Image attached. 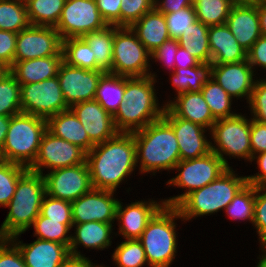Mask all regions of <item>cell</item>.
<instances>
[{"mask_svg":"<svg viewBox=\"0 0 266 267\" xmlns=\"http://www.w3.org/2000/svg\"><path fill=\"white\" fill-rule=\"evenodd\" d=\"M10 117L11 116L0 115V149L5 142L6 134L9 129Z\"/></svg>","mask_w":266,"mask_h":267,"instance_id":"cell-59","label":"cell"},{"mask_svg":"<svg viewBox=\"0 0 266 267\" xmlns=\"http://www.w3.org/2000/svg\"><path fill=\"white\" fill-rule=\"evenodd\" d=\"M179 48L178 39L169 38L165 42L161 44L160 47L156 48L153 52H151V58L158 59L163 63L166 62L167 67L175 70V56L176 52Z\"/></svg>","mask_w":266,"mask_h":267,"instance_id":"cell-52","label":"cell"},{"mask_svg":"<svg viewBox=\"0 0 266 267\" xmlns=\"http://www.w3.org/2000/svg\"><path fill=\"white\" fill-rule=\"evenodd\" d=\"M200 62L191 55L186 49L179 46L175 56V68L195 67Z\"/></svg>","mask_w":266,"mask_h":267,"instance_id":"cell-57","label":"cell"},{"mask_svg":"<svg viewBox=\"0 0 266 267\" xmlns=\"http://www.w3.org/2000/svg\"><path fill=\"white\" fill-rule=\"evenodd\" d=\"M66 0H30L27 4L31 25L56 27Z\"/></svg>","mask_w":266,"mask_h":267,"instance_id":"cell-34","label":"cell"},{"mask_svg":"<svg viewBox=\"0 0 266 267\" xmlns=\"http://www.w3.org/2000/svg\"><path fill=\"white\" fill-rule=\"evenodd\" d=\"M257 158V164L260 168V174L247 176V183L259 187V186H266V152L259 153V156L252 157V160Z\"/></svg>","mask_w":266,"mask_h":267,"instance_id":"cell-56","label":"cell"},{"mask_svg":"<svg viewBox=\"0 0 266 267\" xmlns=\"http://www.w3.org/2000/svg\"><path fill=\"white\" fill-rule=\"evenodd\" d=\"M33 226L38 239L65 244L69 247L71 236H66V234L71 228L63 224V221L51 220L40 213L34 220Z\"/></svg>","mask_w":266,"mask_h":267,"instance_id":"cell-42","label":"cell"},{"mask_svg":"<svg viewBox=\"0 0 266 267\" xmlns=\"http://www.w3.org/2000/svg\"><path fill=\"white\" fill-rule=\"evenodd\" d=\"M30 25L25 3L0 0V30L19 33Z\"/></svg>","mask_w":266,"mask_h":267,"instance_id":"cell-36","label":"cell"},{"mask_svg":"<svg viewBox=\"0 0 266 267\" xmlns=\"http://www.w3.org/2000/svg\"><path fill=\"white\" fill-rule=\"evenodd\" d=\"M113 259L118 267H142L147 261L139 239H127L114 251Z\"/></svg>","mask_w":266,"mask_h":267,"instance_id":"cell-43","label":"cell"},{"mask_svg":"<svg viewBox=\"0 0 266 267\" xmlns=\"http://www.w3.org/2000/svg\"><path fill=\"white\" fill-rule=\"evenodd\" d=\"M264 191L263 194H260ZM253 224L256 227L261 244H266V186L255 187Z\"/></svg>","mask_w":266,"mask_h":267,"instance_id":"cell-47","label":"cell"},{"mask_svg":"<svg viewBox=\"0 0 266 267\" xmlns=\"http://www.w3.org/2000/svg\"><path fill=\"white\" fill-rule=\"evenodd\" d=\"M104 71L86 70L62 62L58 70V80L69 107L73 104L94 100L99 79Z\"/></svg>","mask_w":266,"mask_h":267,"instance_id":"cell-16","label":"cell"},{"mask_svg":"<svg viewBox=\"0 0 266 267\" xmlns=\"http://www.w3.org/2000/svg\"><path fill=\"white\" fill-rule=\"evenodd\" d=\"M201 93L216 120L237 115L230 112L232 97L214 79L202 87Z\"/></svg>","mask_w":266,"mask_h":267,"instance_id":"cell-38","label":"cell"},{"mask_svg":"<svg viewBox=\"0 0 266 267\" xmlns=\"http://www.w3.org/2000/svg\"><path fill=\"white\" fill-rule=\"evenodd\" d=\"M170 38L178 39L189 26L197 21L194 6L164 14Z\"/></svg>","mask_w":266,"mask_h":267,"instance_id":"cell-45","label":"cell"},{"mask_svg":"<svg viewBox=\"0 0 266 267\" xmlns=\"http://www.w3.org/2000/svg\"><path fill=\"white\" fill-rule=\"evenodd\" d=\"M208 30V26L197 20L178 38L179 46L200 63L211 62Z\"/></svg>","mask_w":266,"mask_h":267,"instance_id":"cell-33","label":"cell"},{"mask_svg":"<svg viewBox=\"0 0 266 267\" xmlns=\"http://www.w3.org/2000/svg\"><path fill=\"white\" fill-rule=\"evenodd\" d=\"M40 213L51 220L63 221V224L70 228L73 226L70 201L47 196L46 194L42 201Z\"/></svg>","mask_w":266,"mask_h":267,"instance_id":"cell-44","label":"cell"},{"mask_svg":"<svg viewBox=\"0 0 266 267\" xmlns=\"http://www.w3.org/2000/svg\"><path fill=\"white\" fill-rule=\"evenodd\" d=\"M210 132L218 146L216 148L211 145V151L215 152L228 167L230 166L223 157V153L252 161L250 121L244 116L237 114L233 117L218 119Z\"/></svg>","mask_w":266,"mask_h":267,"instance_id":"cell-10","label":"cell"},{"mask_svg":"<svg viewBox=\"0 0 266 267\" xmlns=\"http://www.w3.org/2000/svg\"><path fill=\"white\" fill-rule=\"evenodd\" d=\"M63 61L73 67L96 70V61L89 44L82 38L62 40Z\"/></svg>","mask_w":266,"mask_h":267,"instance_id":"cell-35","label":"cell"},{"mask_svg":"<svg viewBox=\"0 0 266 267\" xmlns=\"http://www.w3.org/2000/svg\"><path fill=\"white\" fill-rule=\"evenodd\" d=\"M133 136L141 173L175 169L180 161L179 145L173 128L163 117L133 132Z\"/></svg>","mask_w":266,"mask_h":267,"instance_id":"cell-3","label":"cell"},{"mask_svg":"<svg viewBox=\"0 0 266 267\" xmlns=\"http://www.w3.org/2000/svg\"><path fill=\"white\" fill-rule=\"evenodd\" d=\"M155 0H122L120 6V26L130 27L144 14L154 8Z\"/></svg>","mask_w":266,"mask_h":267,"instance_id":"cell-46","label":"cell"},{"mask_svg":"<svg viewBox=\"0 0 266 267\" xmlns=\"http://www.w3.org/2000/svg\"><path fill=\"white\" fill-rule=\"evenodd\" d=\"M173 128L179 145L180 160L199 158L211 152V142L204 137L205 128L180 117H163Z\"/></svg>","mask_w":266,"mask_h":267,"instance_id":"cell-20","label":"cell"},{"mask_svg":"<svg viewBox=\"0 0 266 267\" xmlns=\"http://www.w3.org/2000/svg\"><path fill=\"white\" fill-rule=\"evenodd\" d=\"M63 56L62 39L55 27L30 25L17 33L14 62Z\"/></svg>","mask_w":266,"mask_h":267,"instance_id":"cell-14","label":"cell"},{"mask_svg":"<svg viewBox=\"0 0 266 267\" xmlns=\"http://www.w3.org/2000/svg\"><path fill=\"white\" fill-rule=\"evenodd\" d=\"M150 56V52L131 27L115 26L112 74L127 77L149 76L151 74L148 71Z\"/></svg>","mask_w":266,"mask_h":267,"instance_id":"cell-9","label":"cell"},{"mask_svg":"<svg viewBox=\"0 0 266 267\" xmlns=\"http://www.w3.org/2000/svg\"><path fill=\"white\" fill-rule=\"evenodd\" d=\"M158 1L155 0L154 7L162 14L177 12L183 8L193 6V0H163V2H160L161 4Z\"/></svg>","mask_w":266,"mask_h":267,"instance_id":"cell-55","label":"cell"},{"mask_svg":"<svg viewBox=\"0 0 266 267\" xmlns=\"http://www.w3.org/2000/svg\"><path fill=\"white\" fill-rule=\"evenodd\" d=\"M212 78V63H199L195 67L175 68L172 85L178 94L184 92H201L202 87Z\"/></svg>","mask_w":266,"mask_h":267,"instance_id":"cell-32","label":"cell"},{"mask_svg":"<svg viewBox=\"0 0 266 267\" xmlns=\"http://www.w3.org/2000/svg\"><path fill=\"white\" fill-rule=\"evenodd\" d=\"M17 33L0 30V62L9 69L13 66Z\"/></svg>","mask_w":266,"mask_h":267,"instance_id":"cell-50","label":"cell"},{"mask_svg":"<svg viewBox=\"0 0 266 267\" xmlns=\"http://www.w3.org/2000/svg\"><path fill=\"white\" fill-rule=\"evenodd\" d=\"M174 218H181L176 207L164 205L148 222L139 240L150 267H169L176 253Z\"/></svg>","mask_w":266,"mask_h":267,"instance_id":"cell-7","label":"cell"},{"mask_svg":"<svg viewBox=\"0 0 266 267\" xmlns=\"http://www.w3.org/2000/svg\"><path fill=\"white\" fill-rule=\"evenodd\" d=\"M208 37L212 64L247 60V52L240 46L226 24L210 26Z\"/></svg>","mask_w":266,"mask_h":267,"instance_id":"cell-25","label":"cell"},{"mask_svg":"<svg viewBox=\"0 0 266 267\" xmlns=\"http://www.w3.org/2000/svg\"><path fill=\"white\" fill-rule=\"evenodd\" d=\"M10 240L0 238V267H26L22 254L18 247L12 242V246H8Z\"/></svg>","mask_w":266,"mask_h":267,"instance_id":"cell-49","label":"cell"},{"mask_svg":"<svg viewBox=\"0 0 266 267\" xmlns=\"http://www.w3.org/2000/svg\"><path fill=\"white\" fill-rule=\"evenodd\" d=\"M63 56H48L14 62L9 71L20 84L41 82L57 76Z\"/></svg>","mask_w":266,"mask_h":267,"instance_id":"cell-27","label":"cell"},{"mask_svg":"<svg viewBox=\"0 0 266 267\" xmlns=\"http://www.w3.org/2000/svg\"><path fill=\"white\" fill-rule=\"evenodd\" d=\"M18 1L21 2V3L27 4L30 0H18Z\"/></svg>","mask_w":266,"mask_h":267,"instance_id":"cell-65","label":"cell"},{"mask_svg":"<svg viewBox=\"0 0 266 267\" xmlns=\"http://www.w3.org/2000/svg\"><path fill=\"white\" fill-rule=\"evenodd\" d=\"M91 184L95 189L116 191L137 164L133 133L118 132L86 153Z\"/></svg>","mask_w":266,"mask_h":267,"instance_id":"cell-1","label":"cell"},{"mask_svg":"<svg viewBox=\"0 0 266 267\" xmlns=\"http://www.w3.org/2000/svg\"><path fill=\"white\" fill-rule=\"evenodd\" d=\"M28 171V168L7 161L0 162V205L7 206L11 201L18 180Z\"/></svg>","mask_w":266,"mask_h":267,"instance_id":"cell-41","label":"cell"},{"mask_svg":"<svg viewBox=\"0 0 266 267\" xmlns=\"http://www.w3.org/2000/svg\"><path fill=\"white\" fill-rule=\"evenodd\" d=\"M130 27L150 53L170 38L166 18L155 7Z\"/></svg>","mask_w":266,"mask_h":267,"instance_id":"cell-28","label":"cell"},{"mask_svg":"<svg viewBox=\"0 0 266 267\" xmlns=\"http://www.w3.org/2000/svg\"><path fill=\"white\" fill-rule=\"evenodd\" d=\"M214 79L231 97L246 95L250 101L254 80L253 70L248 60L227 64H212Z\"/></svg>","mask_w":266,"mask_h":267,"instance_id":"cell-19","label":"cell"},{"mask_svg":"<svg viewBox=\"0 0 266 267\" xmlns=\"http://www.w3.org/2000/svg\"><path fill=\"white\" fill-rule=\"evenodd\" d=\"M226 25L240 46L248 52L262 35L257 4L233 5Z\"/></svg>","mask_w":266,"mask_h":267,"instance_id":"cell-21","label":"cell"},{"mask_svg":"<svg viewBox=\"0 0 266 267\" xmlns=\"http://www.w3.org/2000/svg\"><path fill=\"white\" fill-rule=\"evenodd\" d=\"M248 63L253 68L254 65L266 68V36L261 37L252 45L247 52Z\"/></svg>","mask_w":266,"mask_h":267,"instance_id":"cell-54","label":"cell"},{"mask_svg":"<svg viewBox=\"0 0 266 267\" xmlns=\"http://www.w3.org/2000/svg\"><path fill=\"white\" fill-rule=\"evenodd\" d=\"M93 263H91L88 258L76 257L70 255L59 267H92Z\"/></svg>","mask_w":266,"mask_h":267,"instance_id":"cell-58","label":"cell"},{"mask_svg":"<svg viewBox=\"0 0 266 267\" xmlns=\"http://www.w3.org/2000/svg\"><path fill=\"white\" fill-rule=\"evenodd\" d=\"M246 183L245 176L236 177L229 167L211 183L188 194L176 208L184 220L215 213L225 209Z\"/></svg>","mask_w":266,"mask_h":267,"instance_id":"cell-6","label":"cell"},{"mask_svg":"<svg viewBox=\"0 0 266 267\" xmlns=\"http://www.w3.org/2000/svg\"><path fill=\"white\" fill-rule=\"evenodd\" d=\"M250 142L252 157L257 153L266 152V124L250 120Z\"/></svg>","mask_w":266,"mask_h":267,"instance_id":"cell-53","label":"cell"},{"mask_svg":"<svg viewBox=\"0 0 266 267\" xmlns=\"http://www.w3.org/2000/svg\"><path fill=\"white\" fill-rule=\"evenodd\" d=\"M47 130L71 144L79 146L88 153L94 144L89 140L82 123L71 109L57 113L48 118Z\"/></svg>","mask_w":266,"mask_h":267,"instance_id":"cell-26","label":"cell"},{"mask_svg":"<svg viewBox=\"0 0 266 267\" xmlns=\"http://www.w3.org/2000/svg\"><path fill=\"white\" fill-rule=\"evenodd\" d=\"M106 26L95 0H66L55 29L63 40L80 38Z\"/></svg>","mask_w":266,"mask_h":267,"instance_id":"cell-12","label":"cell"},{"mask_svg":"<svg viewBox=\"0 0 266 267\" xmlns=\"http://www.w3.org/2000/svg\"><path fill=\"white\" fill-rule=\"evenodd\" d=\"M232 5H246L253 3V0H228Z\"/></svg>","mask_w":266,"mask_h":267,"instance_id":"cell-61","label":"cell"},{"mask_svg":"<svg viewBox=\"0 0 266 267\" xmlns=\"http://www.w3.org/2000/svg\"><path fill=\"white\" fill-rule=\"evenodd\" d=\"M22 112L20 83L9 71L0 80V115L13 116Z\"/></svg>","mask_w":266,"mask_h":267,"instance_id":"cell-39","label":"cell"},{"mask_svg":"<svg viewBox=\"0 0 266 267\" xmlns=\"http://www.w3.org/2000/svg\"><path fill=\"white\" fill-rule=\"evenodd\" d=\"M263 249H265V254L262 256V258L259 260V263L257 267H266V244H262L261 246Z\"/></svg>","mask_w":266,"mask_h":267,"instance_id":"cell-62","label":"cell"},{"mask_svg":"<svg viewBox=\"0 0 266 267\" xmlns=\"http://www.w3.org/2000/svg\"><path fill=\"white\" fill-rule=\"evenodd\" d=\"M255 204V186L246 183L225 208L232 219H248L253 223Z\"/></svg>","mask_w":266,"mask_h":267,"instance_id":"cell-40","label":"cell"},{"mask_svg":"<svg viewBox=\"0 0 266 267\" xmlns=\"http://www.w3.org/2000/svg\"><path fill=\"white\" fill-rule=\"evenodd\" d=\"M164 202H133L125 209L118 201L116 208V219L122 223L119 225V234H122L125 239H139L148 222L154 215L164 206ZM123 209V210H122Z\"/></svg>","mask_w":266,"mask_h":267,"instance_id":"cell-23","label":"cell"},{"mask_svg":"<svg viewBox=\"0 0 266 267\" xmlns=\"http://www.w3.org/2000/svg\"><path fill=\"white\" fill-rule=\"evenodd\" d=\"M22 112L48 119L70 107L65 102L58 77L20 84Z\"/></svg>","mask_w":266,"mask_h":267,"instance_id":"cell-11","label":"cell"},{"mask_svg":"<svg viewBox=\"0 0 266 267\" xmlns=\"http://www.w3.org/2000/svg\"><path fill=\"white\" fill-rule=\"evenodd\" d=\"M85 162L86 152L83 149L46 130L42 136L37 157L28 170L43 175L42 167L55 170Z\"/></svg>","mask_w":266,"mask_h":267,"instance_id":"cell-13","label":"cell"},{"mask_svg":"<svg viewBox=\"0 0 266 267\" xmlns=\"http://www.w3.org/2000/svg\"><path fill=\"white\" fill-rule=\"evenodd\" d=\"M125 76L105 72L99 79L94 100L112 116L124 102Z\"/></svg>","mask_w":266,"mask_h":267,"instance_id":"cell-31","label":"cell"},{"mask_svg":"<svg viewBox=\"0 0 266 267\" xmlns=\"http://www.w3.org/2000/svg\"><path fill=\"white\" fill-rule=\"evenodd\" d=\"M175 168L181 172L167 184L187 188L188 191L163 201L166 206L172 207H176L191 192L217 179L229 167L215 152L211 151L199 158L180 160Z\"/></svg>","mask_w":266,"mask_h":267,"instance_id":"cell-8","label":"cell"},{"mask_svg":"<svg viewBox=\"0 0 266 267\" xmlns=\"http://www.w3.org/2000/svg\"><path fill=\"white\" fill-rule=\"evenodd\" d=\"M46 195L42 174L28 170L19 180L11 201L6 206L10 211L0 228V238L14 243L19 234L26 231L39 216Z\"/></svg>","mask_w":266,"mask_h":267,"instance_id":"cell-4","label":"cell"},{"mask_svg":"<svg viewBox=\"0 0 266 267\" xmlns=\"http://www.w3.org/2000/svg\"><path fill=\"white\" fill-rule=\"evenodd\" d=\"M176 101L167 103L162 117H180L204 128H212L217 121L201 92H184L177 94Z\"/></svg>","mask_w":266,"mask_h":267,"instance_id":"cell-22","label":"cell"},{"mask_svg":"<svg viewBox=\"0 0 266 267\" xmlns=\"http://www.w3.org/2000/svg\"><path fill=\"white\" fill-rule=\"evenodd\" d=\"M9 72V68L0 62V80Z\"/></svg>","mask_w":266,"mask_h":267,"instance_id":"cell-63","label":"cell"},{"mask_svg":"<svg viewBox=\"0 0 266 267\" xmlns=\"http://www.w3.org/2000/svg\"><path fill=\"white\" fill-rule=\"evenodd\" d=\"M261 34L266 36V3L257 4Z\"/></svg>","mask_w":266,"mask_h":267,"instance_id":"cell-60","label":"cell"},{"mask_svg":"<svg viewBox=\"0 0 266 267\" xmlns=\"http://www.w3.org/2000/svg\"><path fill=\"white\" fill-rule=\"evenodd\" d=\"M249 107L254 113L253 120L266 124V81H255Z\"/></svg>","mask_w":266,"mask_h":267,"instance_id":"cell-48","label":"cell"},{"mask_svg":"<svg viewBox=\"0 0 266 267\" xmlns=\"http://www.w3.org/2000/svg\"><path fill=\"white\" fill-rule=\"evenodd\" d=\"M253 3H255V4H263V3H266V0H253Z\"/></svg>","mask_w":266,"mask_h":267,"instance_id":"cell-64","label":"cell"},{"mask_svg":"<svg viewBox=\"0 0 266 267\" xmlns=\"http://www.w3.org/2000/svg\"><path fill=\"white\" fill-rule=\"evenodd\" d=\"M19 243L14 244L20 250L26 267H59L71 255L67 245L49 240Z\"/></svg>","mask_w":266,"mask_h":267,"instance_id":"cell-24","label":"cell"},{"mask_svg":"<svg viewBox=\"0 0 266 267\" xmlns=\"http://www.w3.org/2000/svg\"><path fill=\"white\" fill-rule=\"evenodd\" d=\"M115 34V25L89 32L82 38L91 47L96 61V71L111 73L113 66V41Z\"/></svg>","mask_w":266,"mask_h":267,"instance_id":"cell-30","label":"cell"},{"mask_svg":"<svg viewBox=\"0 0 266 267\" xmlns=\"http://www.w3.org/2000/svg\"><path fill=\"white\" fill-rule=\"evenodd\" d=\"M114 191L92 188L89 192L71 202L73 223L99 221L112 223L116 219L118 200Z\"/></svg>","mask_w":266,"mask_h":267,"instance_id":"cell-17","label":"cell"},{"mask_svg":"<svg viewBox=\"0 0 266 267\" xmlns=\"http://www.w3.org/2000/svg\"><path fill=\"white\" fill-rule=\"evenodd\" d=\"M76 225V235L71 236L69 251L72 256L82 257L77 246L83 245L86 248L104 249L111 245L109 238L112 232V223L92 221L86 223H73Z\"/></svg>","mask_w":266,"mask_h":267,"instance_id":"cell-29","label":"cell"},{"mask_svg":"<svg viewBox=\"0 0 266 267\" xmlns=\"http://www.w3.org/2000/svg\"><path fill=\"white\" fill-rule=\"evenodd\" d=\"M70 109L82 123L89 136V140L94 145L103 143L118 133L113 116L96 100L73 104Z\"/></svg>","mask_w":266,"mask_h":267,"instance_id":"cell-18","label":"cell"},{"mask_svg":"<svg viewBox=\"0 0 266 267\" xmlns=\"http://www.w3.org/2000/svg\"><path fill=\"white\" fill-rule=\"evenodd\" d=\"M43 177L47 196L70 202L93 188L87 162L52 170Z\"/></svg>","mask_w":266,"mask_h":267,"instance_id":"cell-15","label":"cell"},{"mask_svg":"<svg viewBox=\"0 0 266 267\" xmlns=\"http://www.w3.org/2000/svg\"><path fill=\"white\" fill-rule=\"evenodd\" d=\"M101 17L107 25L120 26V6L122 0H95Z\"/></svg>","mask_w":266,"mask_h":267,"instance_id":"cell-51","label":"cell"},{"mask_svg":"<svg viewBox=\"0 0 266 267\" xmlns=\"http://www.w3.org/2000/svg\"><path fill=\"white\" fill-rule=\"evenodd\" d=\"M155 74L145 77L125 76L124 102L113 115L118 132L133 133L160 119L166 106L159 109L154 92Z\"/></svg>","mask_w":266,"mask_h":267,"instance_id":"cell-2","label":"cell"},{"mask_svg":"<svg viewBox=\"0 0 266 267\" xmlns=\"http://www.w3.org/2000/svg\"><path fill=\"white\" fill-rule=\"evenodd\" d=\"M193 6L197 20L210 27L226 24L233 5L228 0H196Z\"/></svg>","mask_w":266,"mask_h":267,"instance_id":"cell-37","label":"cell"},{"mask_svg":"<svg viewBox=\"0 0 266 267\" xmlns=\"http://www.w3.org/2000/svg\"><path fill=\"white\" fill-rule=\"evenodd\" d=\"M46 130V119L24 112L11 116L5 142L0 149L2 160L29 168L37 157Z\"/></svg>","mask_w":266,"mask_h":267,"instance_id":"cell-5","label":"cell"}]
</instances>
